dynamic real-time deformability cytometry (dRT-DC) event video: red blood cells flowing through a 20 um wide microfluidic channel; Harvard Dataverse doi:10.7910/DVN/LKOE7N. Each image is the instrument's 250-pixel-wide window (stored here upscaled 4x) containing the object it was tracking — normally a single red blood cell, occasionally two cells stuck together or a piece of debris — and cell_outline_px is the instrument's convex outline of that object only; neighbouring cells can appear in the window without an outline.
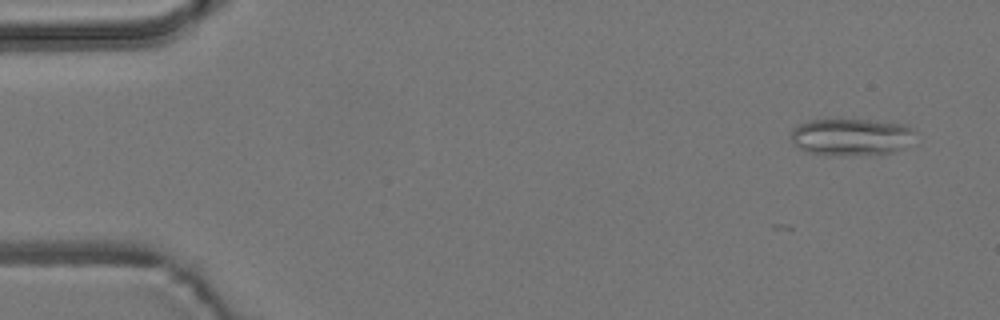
{"species": "common noctule bat (a hibernating species)", "species_latin": "Nyctalus noctula", "temperature_condition": "room temperature", "stored_images_in_passage": 4, "camera_frame_rate_fps": 3000, "um_per_image_px": 0.085, "animal": {"sex": "male", "body_mass_g": 19.2, "forearm_length_mm": 51.8}, "frame": {"image": 1, "passage_image": 1, "time_ms": 0.0, "image_size_px": [1000, 320], "cell_outline_px": [[916, 132], [900, 148], [892, 152], [836, 156], [828, 156], [804, 152], [792, 140], [792, 128], [808, 120], [868, 120], [904, 124], [912, 128]], "centroid_in_image_um": [72.27, 11.64], "position_along_channel_um": 12.7, "area_um2": 26.41}}